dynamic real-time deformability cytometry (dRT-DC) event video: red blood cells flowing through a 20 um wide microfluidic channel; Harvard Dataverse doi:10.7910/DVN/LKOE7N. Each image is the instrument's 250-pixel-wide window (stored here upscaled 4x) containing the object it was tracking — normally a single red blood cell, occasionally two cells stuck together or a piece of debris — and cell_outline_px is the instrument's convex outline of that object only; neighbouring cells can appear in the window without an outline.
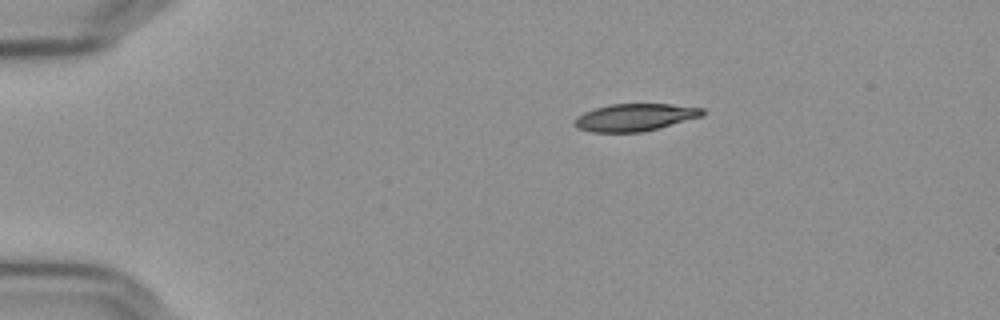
{"species": "Egyptian fruit bat (a non-hibernating species)", "species_latin": "Rousettus aegyptiacus", "temperature_condition": "cold", "stored_images_in_passage": 46, "camera_frame_rate_fps": 3000, "um_per_image_px": 0.085, "frame": {"image": 1, "passage_image": 1, "time_ms": 0.0, "image_size_px": [1000, 320], "cell_outline_px": [[704, 116], [644, 132], [592, 132], [580, 128], [572, 124], [572, 120], [576, 116], [584, 112], [608, 104], [672, 104], [704, 108]], "centroid_in_image_um": [53.97, 9.97], "position_along_channel_um": 31.0, "area_um2": 20.58}}
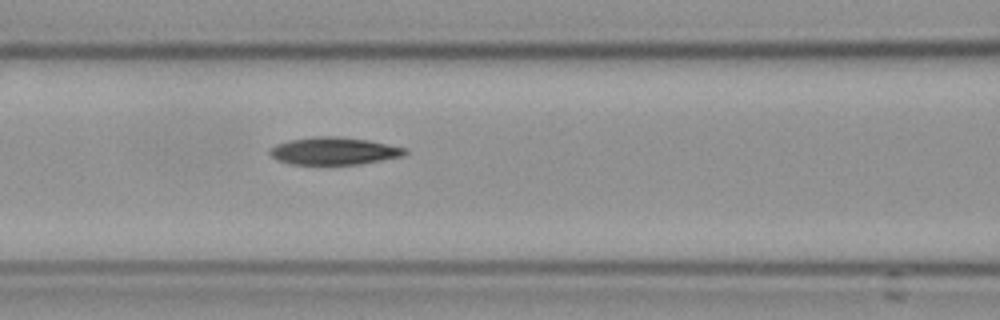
{"frame": {"image": 2, "passage_image": 15, "time_ms": 4.667, "image_size_px": [1000, 320], "cell_outline_px": [[408, 152], [404, 156], [360, 164], [288, 164], [276, 160], [268, 152], [268, 148], [276, 144], [288, 140], [312, 136], [336, 136], [368, 140], [408, 148]], "centroid_in_image_um": [28.37, 12.83], "position_along_channel_um": 138.2, "area_um2": 21.91}}
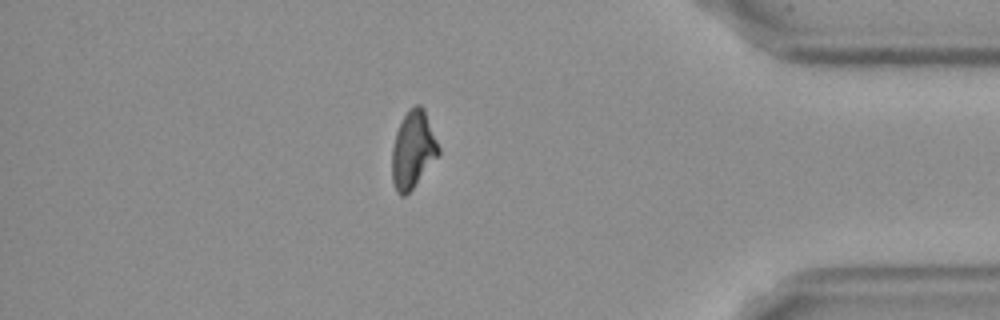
{"frame": {"image": 3, "passage_image": 39, "time_ms": 12.667, "image_size_px": [1000, 320], "cell_outline_px": [[440, 152], [412, 188], [404, 196], [400, 196], [396, 192], [392, 180], [392, 148], [396, 132], [408, 108], [416, 104], [420, 104], [424, 108], [440, 148]], "centroid_in_image_um": [35.09, 12.7], "position_along_channel_um": 400.1, "area_um2": 20.69}, "authors_computed_cell_mechanics": {"area_um2": 21.5594, "velocity_mm_per_s": 3.6396, "shape_relaxation_time_tau1_ms": null, "shape_relaxation_time_tau2_ms": 6.9876, "deformation_change_tau1": null, "deformation_change_tau2": 0.1402}}